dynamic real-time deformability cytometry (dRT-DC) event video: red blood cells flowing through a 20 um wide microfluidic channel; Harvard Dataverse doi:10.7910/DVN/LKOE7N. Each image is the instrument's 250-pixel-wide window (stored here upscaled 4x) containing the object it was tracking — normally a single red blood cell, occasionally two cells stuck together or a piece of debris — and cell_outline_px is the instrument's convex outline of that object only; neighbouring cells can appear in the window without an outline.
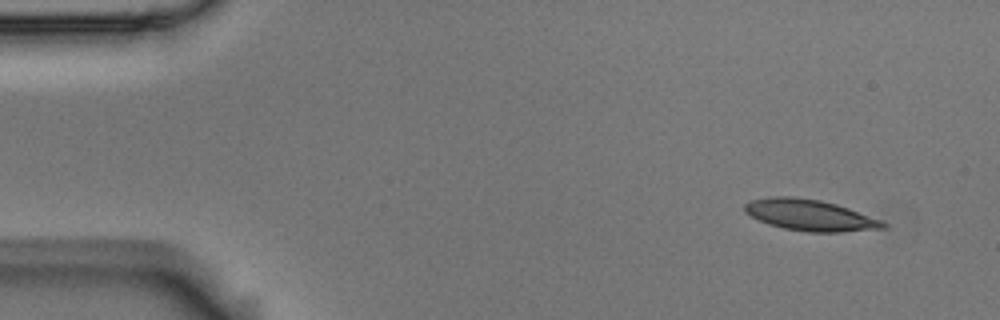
{"species": "Egyptian fruit bat (a non-hibernating species)", "species_latin": "Rousettus aegyptiacus", "temperature_condition": "room temperature", "stored_images_in_passage": 4, "camera_frame_rate_fps": 3000, "um_per_image_px": 0.085, "animal": {"sex": "male"}, "frame": {"image": 1, "passage_image": 1, "time_ms": 0.0, "image_size_px": [1000, 320], "cell_outline_px": [[888, 228], [840, 232], [808, 232], [784, 228], [768, 224], [744, 212], [744, 204], [752, 200], [768, 196], [792, 196], [820, 200], [836, 204], [848, 208], [880, 220], [888, 224]], "centroid_in_image_um": [68.84, 18.28], "position_along_channel_um": 16.2, "area_um2": 25.09}}